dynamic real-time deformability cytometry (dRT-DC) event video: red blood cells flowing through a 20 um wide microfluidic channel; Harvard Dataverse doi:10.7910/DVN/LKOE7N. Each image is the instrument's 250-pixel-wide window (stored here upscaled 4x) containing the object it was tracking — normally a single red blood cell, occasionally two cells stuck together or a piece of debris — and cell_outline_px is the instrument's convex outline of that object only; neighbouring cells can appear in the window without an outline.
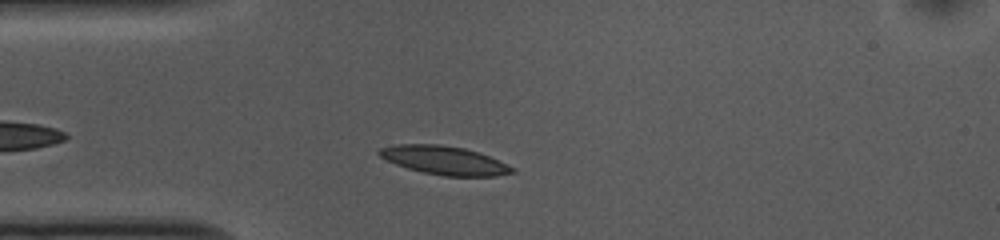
{"species": "common noctule bat (a hibernating species)", "species_latin": "Nyctalus noctula", "temperature_condition": "cold", "stored_images_in_passage": 33, "camera_frame_rate_fps": 3000, "um_per_image_px": 0.085, "animal": {"sex": "female", "body_mass_g": 10.0, "forearm_length_mm": 53.1}, "frame": {"image": 1, "passage_image": 6, "time_ms": 1.667, "image_size_px": [1000, 240], "cell_outline_px": [[516, 172], [496, 176], [444, 176], [424, 172], [408, 168], [396, 164], [380, 156], [376, 152], [380, 148], [392, 144], [440, 144], [464, 148], [480, 152], [508, 164], [516, 168]], "centroid_in_image_um": [37.81, 13.62], "position_along_channel_um": 47.2, "area_um2": 22.25}}
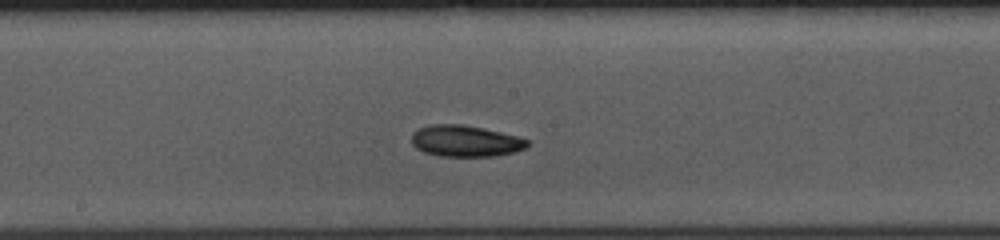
{"frame": {"image": 2, "passage_image": 20, "time_ms": 6.333, "image_size_px": [1000, 240], "cell_outline_px": [[528, 148], [496, 156], [440, 156], [424, 152], [416, 148], [412, 144], [412, 132], [420, 128], [432, 124], [464, 124], [500, 132], [516, 136], [528, 140]], "centroid_in_image_um": [39.54, 11.98], "position_along_channel_um": 208.7, "area_um2": 21.1}}
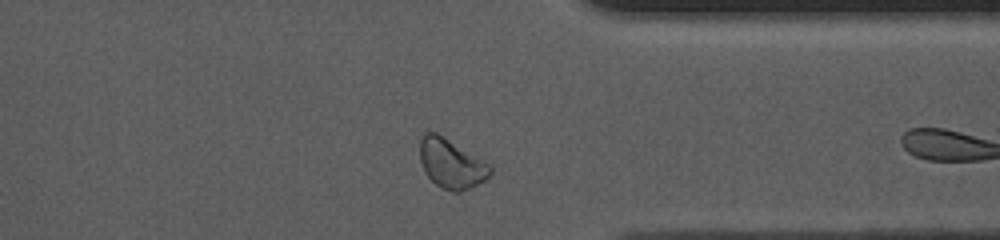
{"frame": {"image": 3, "passage_image": 30, "time_ms": 9.667, "image_size_px": [1000, 240], "cell_outline_px": [[492, 172], [484, 180], [472, 188], [460, 192], [452, 192], [436, 184], [424, 172], [420, 160], [420, 140], [424, 132], [436, 132], [444, 136], [492, 164]], "centroid_in_image_um": [38.38, 13.9], "position_along_channel_um": 373.0, "area_um2": 20.52}, "authors_computed_cell_mechanics": {"area_um2": 21.0392, "velocity_mm_per_s": 3.66, "shape_relaxation_time_tau1_ms": 2.4805, "shape_relaxation_time_tau2_ms": 6.2635, "deformation_change_tau1": 0.0771, "deformation_change_tau2": 0.1092}}